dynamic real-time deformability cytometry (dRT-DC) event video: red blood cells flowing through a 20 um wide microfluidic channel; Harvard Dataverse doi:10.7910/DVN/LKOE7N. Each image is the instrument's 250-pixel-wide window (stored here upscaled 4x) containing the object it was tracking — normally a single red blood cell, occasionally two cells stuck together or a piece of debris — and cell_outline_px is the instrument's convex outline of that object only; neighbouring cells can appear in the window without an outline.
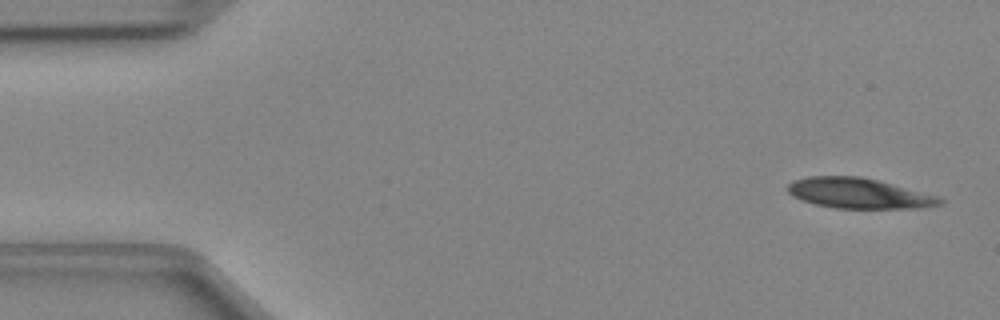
{"species": "Egyptian fruit bat (a non-hibernating species)", "species_latin": "Rousettus aegyptiacus", "temperature_condition": "cold", "stored_images_in_passage": 47, "segment_of_instrument_passage": [1, 2], "camera_frame_rate_fps": 3000, "um_per_image_px": 0.085, "animal": {"sex": "female"}, "frame": {"image": 1, "passage_image": 1, "time_ms": 0.0, "image_size_px": [1000, 320], "cell_outline_px": [[944, 200], [940, 204], [920, 208], [836, 208], [816, 204], [800, 200], [792, 196], [784, 188], [792, 180], [808, 176], [860, 176], [876, 180], [936, 196]], "centroid_in_image_um": [72.89, 16.42], "position_along_channel_um": 12.1, "area_um2": 26.65}}
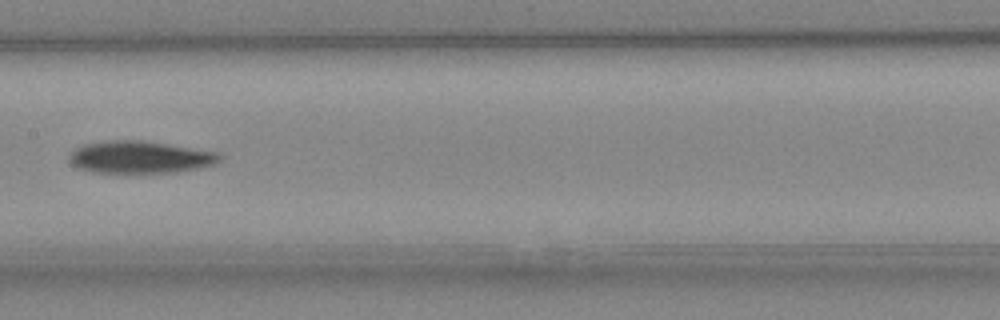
{"frame": {"image": 2, "passage_image": 22, "time_ms": 7.0, "image_size_px": [1000, 320], "cell_outline_px": [[224, 156], [216, 164], [200, 168], [176, 172], [92, 172], [80, 168], [72, 164], [68, 160], [68, 156], [76, 148], [84, 144], [108, 140], [140, 140], [168, 144], [220, 152]], "centroid_in_image_um": [11.95, 13.35], "position_along_channel_um": 195.5, "area_um2": 28.32}}
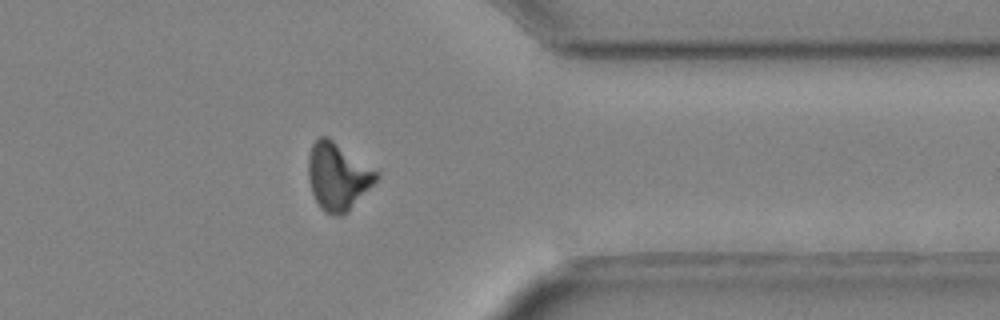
{"frame": {"image": 3, "passage_image": 36, "time_ms": 11.667, "image_size_px": [1000, 320], "cell_outline_px": [[380, 176], [348, 212], [344, 216], [336, 216], [324, 212], [320, 208], [312, 192], [308, 180], [308, 156], [312, 144], [320, 136], [328, 136], [380, 172]], "centroid_in_image_um": [28.71, 14.99], "position_along_channel_um": 382.7, "area_um2": 26.93}}